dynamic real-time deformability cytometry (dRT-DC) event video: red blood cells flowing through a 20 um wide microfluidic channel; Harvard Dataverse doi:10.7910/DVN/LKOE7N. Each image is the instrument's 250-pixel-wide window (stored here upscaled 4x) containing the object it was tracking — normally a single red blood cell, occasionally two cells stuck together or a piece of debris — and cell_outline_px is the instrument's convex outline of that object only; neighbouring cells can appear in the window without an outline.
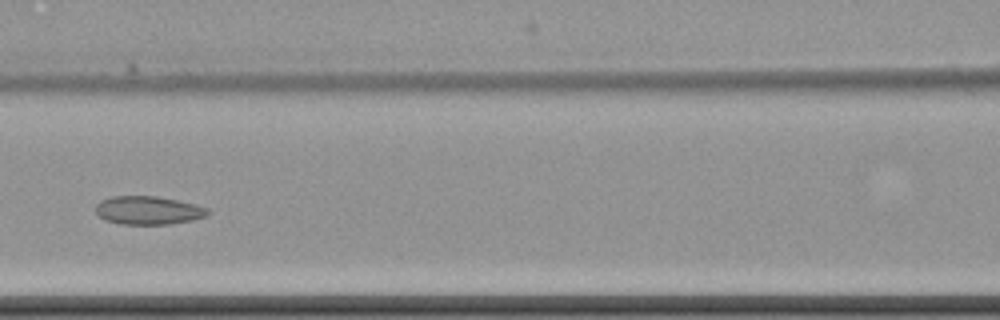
{"species": "common noctule bat (a hibernating species)", "species_latin": "Nyctalus noctula", "temperature_condition": "cold", "stored_images_in_passage": 8, "camera_frame_rate_fps": 3000, "um_per_image_px": 0.085, "animal": {"sex": "female", "body_mass_g": 22.7, "forearm_length_mm": 54.2}, "frame": {"image": 1, "passage_image": 7, "time_ms": 7.333, "image_size_px": [1000, 320], "cell_outline_px": [[212, 212], [208, 216], [192, 220], [168, 224], [120, 224], [104, 220], [96, 212], [96, 204], [100, 200], [112, 196], [156, 196], [196, 204], [208, 208]], "centroid_in_image_um": [12.62, 17.88], "position_along_channel_um": 154.0, "area_um2": 18.67}}
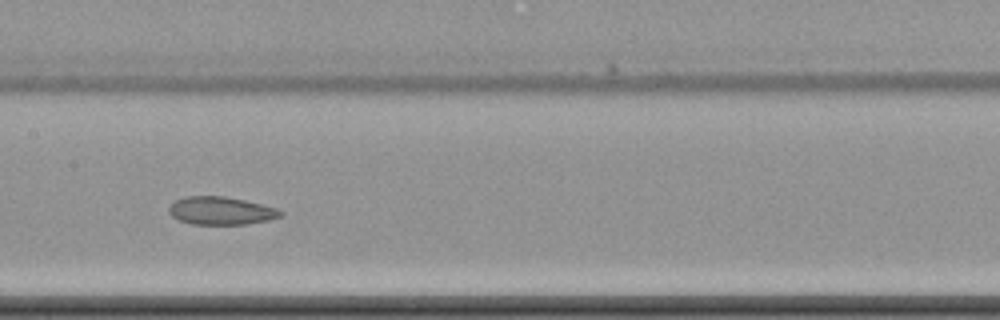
{"frame": {"image": 2, "passage_image": 8, "time_ms": 8.333, "image_size_px": [1000, 320], "cell_outline_px": [[284, 212], [280, 216], [268, 220], [248, 224], [192, 224], [180, 220], [172, 216], [168, 212], [168, 208], [176, 200], [184, 196], [224, 196], [244, 200], [276, 208]], "centroid_in_image_um": [18.76, 17.91], "position_along_channel_um": 188.6, "area_um2": 18.03}}